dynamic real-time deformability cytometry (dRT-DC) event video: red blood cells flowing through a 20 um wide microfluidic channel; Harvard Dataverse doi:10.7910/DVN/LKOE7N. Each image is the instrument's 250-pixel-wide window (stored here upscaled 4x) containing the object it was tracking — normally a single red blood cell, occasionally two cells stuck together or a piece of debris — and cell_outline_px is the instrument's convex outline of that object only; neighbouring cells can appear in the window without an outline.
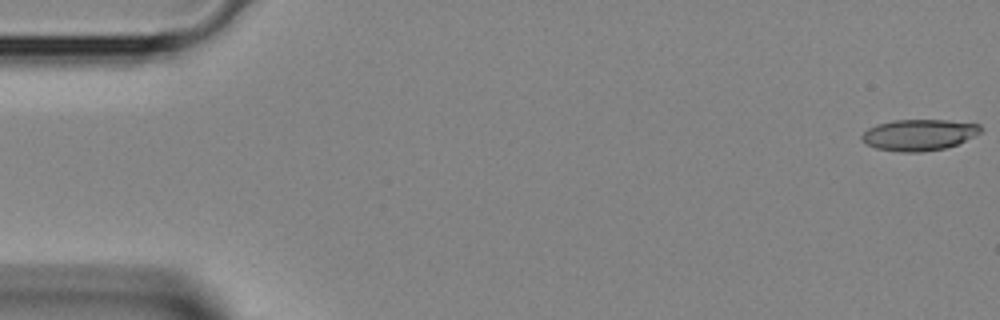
{"species": "Egyptian fruit bat (a non-hibernating species)", "species_latin": "Rousettus aegyptiacus", "temperature_condition": "room temperature", "stored_images_in_passage": 4, "camera_frame_rate_fps": 3000, "um_per_image_px": 0.085, "animal": {"sex": "female"}, "frame": {"image": 1, "passage_image": 1, "time_ms": 0.0, "image_size_px": [1000, 320], "cell_outline_px": [[984, 128], [980, 132], [956, 144], [944, 148], [920, 152], [900, 152], [876, 148], [864, 144], [860, 140], [860, 136], [868, 128], [876, 124], [892, 120], [948, 120], [980, 124]], "centroid_in_image_um": [78.05, 11.45], "position_along_channel_um": 6.9, "area_um2": 21.68}}
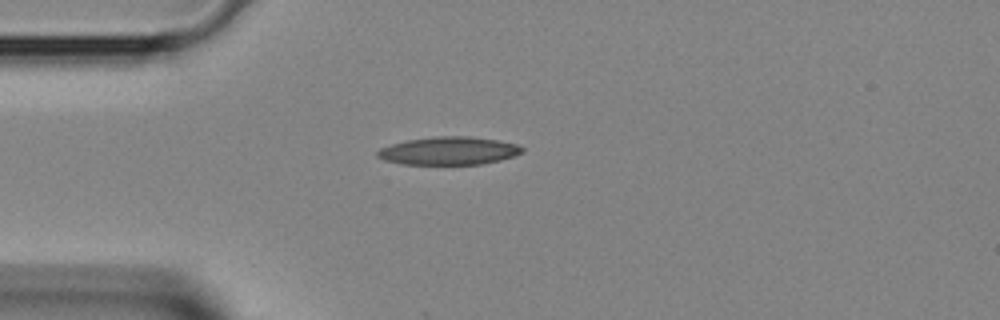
{"frame": {"image": 2, "passage_image": 4, "time_ms": 1.0, "image_size_px": [1000, 320], "cell_outline_px": [[524, 152], [500, 160], [480, 164], [400, 164], [384, 160], [376, 156], [376, 152], [380, 148], [392, 144], [408, 140], [436, 136], [468, 136], [496, 140], [516, 144], [524, 148]], "centroid_in_image_um": [38.13, 12.82], "position_along_channel_um": 46.9, "area_um2": 23.47}}